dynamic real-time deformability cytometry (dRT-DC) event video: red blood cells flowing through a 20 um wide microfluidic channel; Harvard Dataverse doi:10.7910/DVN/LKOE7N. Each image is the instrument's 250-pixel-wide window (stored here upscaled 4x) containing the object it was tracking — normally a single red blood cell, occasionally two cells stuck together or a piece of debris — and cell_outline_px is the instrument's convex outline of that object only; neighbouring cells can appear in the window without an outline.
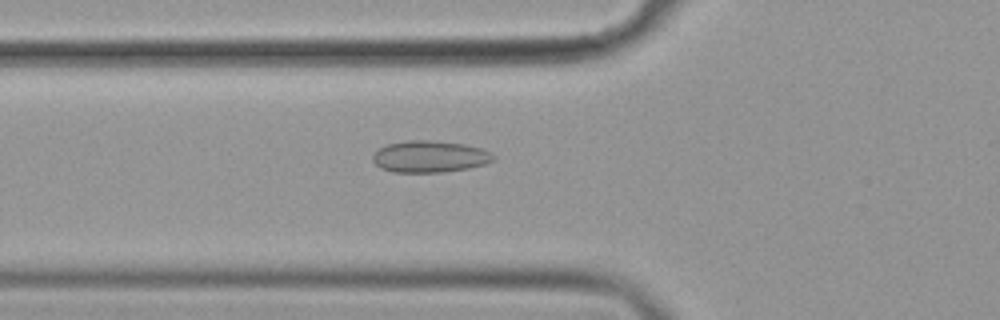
{"species": "common noctule bat (a hibernating species)", "species_latin": "Nyctalus noctula", "temperature_condition": "cold", "stored_images_in_passage": 33, "camera_frame_rate_fps": 3000, "um_per_image_px": 0.085, "animal": {"sex": "female", "body_mass_g": 19.9}, "frame": {"image": 1, "passage_image": 3, "time_ms": 0.667, "image_size_px": [1000, 320], "cell_outline_px": [[496, 156], [492, 160], [484, 164], [468, 168], [444, 172], [392, 172], [380, 168], [372, 160], [372, 156], [380, 148], [388, 144], [408, 140], [432, 140], [464, 144], [484, 148], [492, 152]], "centroid_in_image_um": [36.55, 13.3], "position_along_channel_um": 89.3, "area_um2": 22.37}}
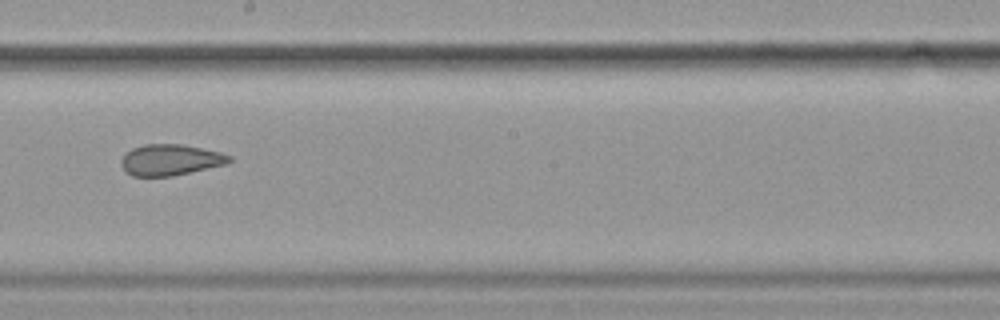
{"frame": {"image": 2, "passage_image": 15, "time_ms": 4.667, "image_size_px": [1000, 320], "cell_outline_px": [[232, 160], [228, 164], [172, 176], [132, 176], [120, 164], [120, 160], [132, 148], [144, 144], [180, 144], [220, 152], [232, 156]], "centroid_in_image_um": [14.51, 13.59], "position_along_channel_um": 233.7, "area_um2": 19.48}}
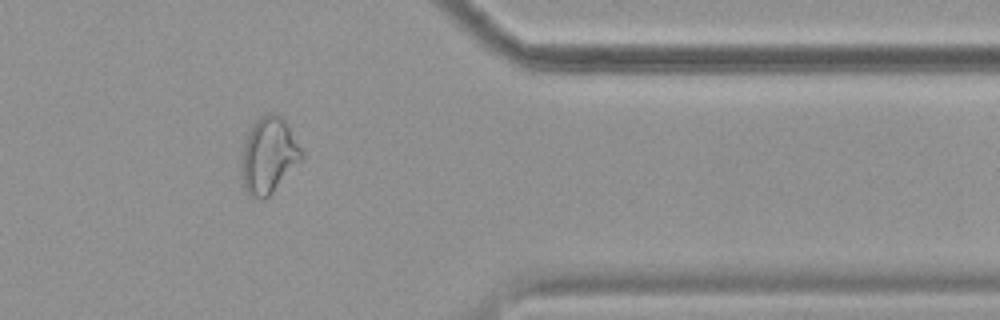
{"frame": {"image": 3, "passage_image": 29, "time_ms": 9.333, "image_size_px": [1000, 320], "cell_outline_px": [[304, 156], [272, 192], [264, 200], [260, 200], [248, 196], [244, 188], [240, 176], [240, 164], [244, 144], [248, 132], [252, 124], [260, 116], [268, 112], [276, 112], [288, 124], [304, 152]], "centroid_in_image_um": [22.81, 13.21], "position_along_channel_um": 388.6, "area_um2": 26.99}, "authors_computed_cell_mechanics": {"area_um2": 20.3456, "velocity_mm_per_s": 3.6098, "shape_relaxation_time_tau1_ms": null, "shape_relaxation_time_tau2_ms": 2.4898, "deformation_change_tau1": null, "deformation_change_tau2": 0.0919}}